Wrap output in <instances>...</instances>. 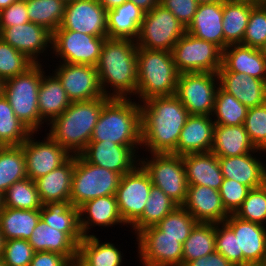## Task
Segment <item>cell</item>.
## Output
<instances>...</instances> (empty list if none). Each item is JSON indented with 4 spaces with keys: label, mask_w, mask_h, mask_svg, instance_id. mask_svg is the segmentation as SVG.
<instances>
[{
    "label": "cell",
    "mask_w": 266,
    "mask_h": 266,
    "mask_svg": "<svg viewBox=\"0 0 266 266\" xmlns=\"http://www.w3.org/2000/svg\"><path fill=\"white\" fill-rule=\"evenodd\" d=\"M136 41L106 38L96 65L101 89L109 98H129L136 95L138 82ZM110 85L112 93L106 90ZM130 95V96H128Z\"/></svg>",
    "instance_id": "cell-2"
},
{
    "label": "cell",
    "mask_w": 266,
    "mask_h": 266,
    "mask_svg": "<svg viewBox=\"0 0 266 266\" xmlns=\"http://www.w3.org/2000/svg\"><path fill=\"white\" fill-rule=\"evenodd\" d=\"M42 206L36 183L28 177L14 182L3 194V207L40 210Z\"/></svg>",
    "instance_id": "cell-43"
},
{
    "label": "cell",
    "mask_w": 266,
    "mask_h": 266,
    "mask_svg": "<svg viewBox=\"0 0 266 266\" xmlns=\"http://www.w3.org/2000/svg\"><path fill=\"white\" fill-rule=\"evenodd\" d=\"M172 56L179 73H218L222 66V50L212 42L185 32L176 42Z\"/></svg>",
    "instance_id": "cell-11"
},
{
    "label": "cell",
    "mask_w": 266,
    "mask_h": 266,
    "mask_svg": "<svg viewBox=\"0 0 266 266\" xmlns=\"http://www.w3.org/2000/svg\"><path fill=\"white\" fill-rule=\"evenodd\" d=\"M263 151L251 143L244 125H215L211 152L217 157H232Z\"/></svg>",
    "instance_id": "cell-30"
},
{
    "label": "cell",
    "mask_w": 266,
    "mask_h": 266,
    "mask_svg": "<svg viewBox=\"0 0 266 266\" xmlns=\"http://www.w3.org/2000/svg\"><path fill=\"white\" fill-rule=\"evenodd\" d=\"M182 247V266L216 251L215 223H198Z\"/></svg>",
    "instance_id": "cell-38"
},
{
    "label": "cell",
    "mask_w": 266,
    "mask_h": 266,
    "mask_svg": "<svg viewBox=\"0 0 266 266\" xmlns=\"http://www.w3.org/2000/svg\"><path fill=\"white\" fill-rule=\"evenodd\" d=\"M218 88L217 73H180L175 96L182 102L190 115L212 116Z\"/></svg>",
    "instance_id": "cell-10"
},
{
    "label": "cell",
    "mask_w": 266,
    "mask_h": 266,
    "mask_svg": "<svg viewBox=\"0 0 266 266\" xmlns=\"http://www.w3.org/2000/svg\"><path fill=\"white\" fill-rule=\"evenodd\" d=\"M256 4L250 0H225L223 2L224 49L228 45L242 43L251 9Z\"/></svg>",
    "instance_id": "cell-33"
},
{
    "label": "cell",
    "mask_w": 266,
    "mask_h": 266,
    "mask_svg": "<svg viewBox=\"0 0 266 266\" xmlns=\"http://www.w3.org/2000/svg\"><path fill=\"white\" fill-rule=\"evenodd\" d=\"M119 173L87 162L81 155H75L70 201L79 207L84 202L109 195H115L120 182Z\"/></svg>",
    "instance_id": "cell-7"
},
{
    "label": "cell",
    "mask_w": 266,
    "mask_h": 266,
    "mask_svg": "<svg viewBox=\"0 0 266 266\" xmlns=\"http://www.w3.org/2000/svg\"><path fill=\"white\" fill-rule=\"evenodd\" d=\"M224 223L238 244V266H257L266 256V227L230 214Z\"/></svg>",
    "instance_id": "cell-18"
},
{
    "label": "cell",
    "mask_w": 266,
    "mask_h": 266,
    "mask_svg": "<svg viewBox=\"0 0 266 266\" xmlns=\"http://www.w3.org/2000/svg\"><path fill=\"white\" fill-rule=\"evenodd\" d=\"M215 247L217 252L222 254L233 265L238 266L237 238L224 222L215 224Z\"/></svg>",
    "instance_id": "cell-52"
},
{
    "label": "cell",
    "mask_w": 266,
    "mask_h": 266,
    "mask_svg": "<svg viewBox=\"0 0 266 266\" xmlns=\"http://www.w3.org/2000/svg\"><path fill=\"white\" fill-rule=\"evenodd\" d=\"M198 4L224 2L225 0H196Z\"/></svg>",
    "instance_id": "cell-61"
},
{
    "label": "cell",
    "mask_w": 266,
    "mask_h": 266,
    "mask_svg": "<svg viewBox=\"0 0 266 266\" xmlns=\"http://www.w3.org/2000/svg\"><path fill=\"white\" fill-rule=\"evenodd\" d=\"M250 1H254L256 3H261L263 0H250Z\"/></svg>",
    "instance_id": "cell-69"
},
{
    "label": "cell",
    "mask_w": 266,
    "mask_h": 266,
    "mask_svg": "<svg viewBox=\"0 0 266 266\" xmlns=\"http://www.w3.org/2000/svg\"><path fill=\"white\" fill-rule=\"evenodd\" d=\"M106 38L71 30H56L52 33L50 48L64 63L96 67Z\"/></svg>",
    "instance_id": "cell-13"
},
{
    "label": "cell",
    "mask_w": 266,
    "mask_h": 266,
    "mask_svg": "<svg viewBox=\"0 0 266 266\" xmlns=\"http://www.w3.org/2000/svg\"><path fill=\"white\" fill-rule=\"evenodd\" d=\"M137 67L136 96L139 100L144 102L155 96L175 95L180 73L171 52L138 47Z\"/></svg>",
    "instance_id": "cell-5"
},
{
    "label": "cell",
    "mask_w": 266,
    "mask_h": 266,
    "mask_svg": "<svg viewBox=\"0 0 266 266\" xmlns=\"http://www.w3.org/2000/svg\"><path fill=\"white\" fill-rule=\"evenodd\" d=\"M32 133L14 114L9 101L0 96V146L22 145Z\"/></svg>",
    "instance_id": "cell-42"
},
{
    "label": "cell",
    "mask_w": 266,
    "mask_h": 266,
    "mask_svg": "<svg viewBox=\"0 0 266 266\" xmlns=\"http://www.w3.org/2000/svg\"><path fill=\"white\" fill-rule=\"evenodd\" d=\"M138 146H124L114 142L90 141L80 154L87 162L104 167L121 176L133 171L140 163L136 157Z\"/></svg>",
    "instance_id": "cell-19"
},
{
    "label": "cell",
    "mask_w": 266,
    "mask_h": 266,
    "mask_svg": "<svg viewBox=\"0 0 266 266\" xmlns=\"http://www.w3.org/2000/svg\"><path fill=\"white\" fill-rule=\"evenodd\" d=\"M40 218L50 227L67 233L78 245L84 238L79 224L78 207L71 201L49 202L40 209Z\"/></svg>",
    "instance_id": "cell-35"
},
{
    "label": "cell",
    "mask_w": 266,
    "mask_h": 266,
    "mask_svg": "<svg viewBox=\"0 0 266 266\" xmlns=\"http://www.w3.org/2000/svg\"><path fill=\"white\" fill-rule=\"evenodd\" d=\"M219 87L247 108L266 102V82L238 72H218Z\"/></svg>",
    "instance_id": "cell-24"
},
{
    "label": "cell",
    "mask_w": 266,
    "mask_h": 266,
    "mask_svg": "<svg viewBox=\"0 0 266 266\" xmlns=\"http://www.w3.org/2000/svg\"><path fill=\"white\" fill-rule=\"evenodd\" d=\"M221 173L224 178L233 179L239 183L255 189L266 183V166L252 153L218 157Z\"/></svg>",
    "instance_id": "cell-25"
},
{
    "label": "cell",
    "mask_w": 266,
    "mask_h": 266,
    "mask_svg": "<svg viewBox=\"0 0 266 266\" xmlns=\"http://www.w3.org/2000/svg\"><path fill=\"white\" fill-rule=\"evenodd\" d=\"M130 98H109L99 115L90 141L141 147V108Z\"/></svg>",
    "instance_id": "cell-4"
},
{
    "label": "cell",
    "mask_w": 266,
    "mask_h": 266,
    "mask_svg": "<svg viewBox=\"0 0 266 266\" xmlns=\"http://www.w3.org/2000/svg\"><path fill=\"white\" fill-rule=\"evenodd\" d=\"M262 56L266 59V42L259 48Z\"/></svg>",
    "instance_id": "cell-63"
},
{
    "label": "cell",
    "mask_w": 266,
    "mask_h": 266,
    "mask_svg": "<svg viewBox=\"0 0 266 266\" xmlns=\"http://www.w3.org/2000/svg\"><path fill=\"white\" fill-rule=\"evenodd\" d=\"M235 215L240 219L266 226V183L249 191Z\"/></svg>",
    "instance_id": "cell-47"
},
{
    "label": "cell",
    "mask_w": 266,
    "mask_h": 266,
    "mask_svg": "<svg viewBox=\"0 0 266 266\" xmlns=\"http://www.w3.org/2000/svg\"><path fill=\"white\" fill-rule=\"evenodd\" d=\"M17 0H0V10L9 7Z\"/></svg>",
    "instance_id": "cell-60"
},
{
    "label": "cell",
    "mask_w": 266,
    "mask_h": 266,
    "mask_svg": "<svg viewBox=\"0 0 266 266\" xmlns=\"http://www.w3.org/2000/svg\"><path fill=\"white\" fill-rule=\"evenodd\" d=\"M141 146L151 154L173 153L189 113L175 96H155L140 104Z\"/></svg>",
    "instance_id": "cell-1"
},
{
    "label": "cell",
    "mask_w": 266,
    "mask_h": 266,
    "mask_svg": "<svg viewBox=\"0 0 266 266\" xmlns=\"http://www.w3.org/2000/svg\"><path fill=\"white\" fill-rule=\"evenodd\" d=\"M222 19L223 2L200 4L186 32L196 38L214 43L223 51Z\"/></svg>",
    "instance_id": "cell-27"
},
{
    "label": "cell",
    "mask_w": 266,
    "mask_h": 266,
    "mask_svg": "<svg viewBox=\"0 0 266 266\" xmlns=\"http://www.w3.org/2000/svg\"><path fill=\"white\" fill-rule=\"evenodd\" d=\"M109 97L71 102L70 106L50 123L48 135L71 156L80 155L90 142L99 115Z\"/></svg>",
    "instance_id": "cell-3"
},
{
    "label": "cell",
    "mask_w": 266,
    "mask_h": 266,
    "mask_svg": "<svg viewBox=\"0 0 266 266\" xmlns=\"http://www.w3.org/2000/svg\"><path fill=\"white\" fill-rule=\"evenodd\" d=\"M63 1H65L66 3H68V2H71V1H75V0H63Z\"/></svg>",
    "instance_id": "cell-70"
},
{
    "label": "cell",
    "mask_w": 266,
    "mask_h": 266,
    "mask_svg": "<svg viewBox=\"0 0 266 266\" xmlns=\"http://www.w3.org/2000/svg\"><path fill=\"white\" fill-rule=\"evenodd\" d=\"M151 159L141 158L140 165L149 174L153 186L161 189L179 206L185 202L188 181L182 156L173 153H154Z\"/></svg>",
    "instance_id": "cell-9"
},
{
    "label": "cell",
    "mask_w": 266,
    "mask_h": 266,
    "mask_svg": "<svg viewBox=\"0 0 266 266\" xmlns=\"http://www.w3.org/2000/svg\"><path fill=\"white\" fill-rule=\"evenodd\" d=\"M152 186L149 174L140 164L121 176L115 197L126 226L133 225L142 216Z\"/></svg>",
    "instance_id": "cell-12"
},
{
    "label": "cell",
    "mask_w": 266,
    "mask_h": 266,
    "mask_svg": "<svg viewBox=\"0 0 266 266\" xmlns=\"http://www.w3.org/2000/svg\"><path fill=\"white\" fill-rule=\"evenodd\" d=\"M186 28L163 5L157 4L144 14L136 45L150 50L171 52Z\"/></svg>",
    "instance_id": "cell-8"
},
{
    "label": "cell",
    "mask_w": 266,
    "mask_h": 266,
    "mask_svg": "<svg viewBox=\"0 0 266 266\" xmlns=\"http://www.w3.org/2000/svg\"><path fill=\"white\" fill-rule=\"evenodd\" d=\"M261 4L265 7V9H266V0H263L262 2H261Z\"/></svg>",
    "instance_id": "cell-68"
},
{
    "label": "cell",
    "mask_w": 266,
    "mask_h": 266,
    "mask_svg": "<svg viewBox=\"0 0 266 266\" xmlns=\"http://www.w3.org/2000/svg\"><path fill=\"white\" fill-rule=\"evenodd\" d=\"M71 261L57 252H35L29 266H70Z\"/></svg>",
    "instance_id": "cell-55"
},
{
    "label": "cell",
    "mask_w": 266,
    "mask_h": 266,
    "mask_svg": "<svg viewBox=\"0 0 266 266\" xmlns=\"http://www.w3.org/2000/svg\"><path fill=\"white\" fill-rule=\"evenodd\" d=\"M70 266H88L78 255L71 261Z\"/></svg>",
    "instance_id": "cell-59"
},
{
    "label": "cell",
    "mask_w": 266,
    "mask_h": 266,
    "mask_svg": "<svg viewBox=\"0 0 266 266\" xmlns=\"http://www.w3.org/2000/svg\"><path fill=\"white\" fill-rule=\"evenodd\" d=\"M212 116L189 115L180 132L178 144L173 154L179 156L210 152L213 145L215 122Z\"/></svg>",
    "instance_id": "cell-22"
},
{
    "label": "cell",
    "mask_w": 266,
    "mask_h": 266,
    "mask_svg": "<svg viewBox=\"0 0 266 266\" xmlns=\"http://www.w3.org/2000/svg\"><path fill=\"white\" fill-rule=\"evenodd\" d=\"M3 209V195L0 193V211Z\"/></svg>",
    "instance_id": "cell-65"
},
{
    "label": "cell",
    "mask_w": 266,
    "mask_h": 266,
    "mask_svg": "<svg viewBox=\"0 0 266 266\" xmlns=\"http://www.w3.org/2000/svg\"><path fill=\"white\" fill-rule=\"evenodd\" d=\"M145 12L132 1L107 11L108 38L136 41Z\"/></svg>",
    "instance_id": "cell-31"
},
{
    "label": "cell",
    "mask_w": 266,
    "mask_h": 266,
    "mask_svg": "<svg viewBox=\"0 0 266 266\" xmlns=\"http://www.w3.org/2000/svg\"><path fill=\"white\" fill-rule=\"evenodd\" d=\"M28 242L35 252H57L66 256L70 261L78 255L79 245L67 233L50 227L41 218Z\"/></svg>",
    "instance_id": "cell-32"
},
{
    "label": "cell",
    "mask_w": 266,
    "mask_h": 266,
    "mask_svg": "<svg viewBox=\"0 0 266 266\" xmlns=\"http://www.w3.org/2000/svg\"><path fill=\"white\" fill-rule=\"evenodd\" d=\"M35 63L0 39V79L4 82L26 72Z\"/></svg>",
    "instance_id": "cell-46"
},
{
    "label": "cell",
    "mask_w": 266,
    "mask_h": 266,
    "mask_svg": "<svg viewBox=\"0 0 266 266\" xmlns=\"http://www.w3.org/2000/svg\"><path fill=\"white\" fill-rule=\"evenodd\" d=\"M0 39L25 54L35 64L40 63L37 57L52 46V33L33 22L0 28Z\"/></svg>",
    "instance_id": "cell-20"
},
{
    "label": "cell",
    "mask_w": 266,
    "mask_h": 266,
    "mask_svg": "<svg viewBox=\"0 0 266 266\" xmlns=\"http://www.w3.org/2000/svg\"><path fill=\"white\" fill-rule=\"evenodd\" d=\"M42 80V65L34 64L26 72L3 82L4 97L14 114L32 132H38L44 121L38 110V91ZM43 121V122H42Z\"/></svg>",
    "instance_id": "cell-6"
},
{
    "label": "cell",
    "mask_w": 266,
    "mask_h": 266,
    "mask_svg": "<svg viewBox=\"0 0 266 266\" xmlns=\"http://www.w3.org/2000/svg\"><path fill=\"white\" fill-rule=\"evenodd\" d=\"M122 252L113 243H100L95 235L79 242L78 256L88 266H122Z\"/></svg>",
    "instance_id": "cell-37"
},
{
    "label": "cell",
    "mask_w": 266,
    "mask_h": 266,
    "mask_svg": "<svg viewBox=\"0 0 266 266\" xmlns=\"http://www.w3.org/2000/svg\"><path fill=\"white\" fill-rule=\"evenodd\" d=\"M39 220L40 210L3 207L0 211V230L4 240H28Z\"/></svg>",
    "instance_id": "cell-36"
},
{
    "label": "cell",
    "mask_w": 266,
    "mask_h": 266,
    "mask_svg": "<svg viewBox=\"0 0 266 266\" xmlns=\"http://www.w3.org/2000/svg\"><path fill=\"white\" fill-rule=\"evenodd\" d=\"M182 161L189 185H205L220 190L224 177L215 154L211 151L187 154L182 156Z\"/></svg>",
    "instance_id": "cell-28"
},
{
    "label": "cell",
    "mask_w": 266,
    "mask_h": 266,
    "mask_svg": "<svg viewBox=\"0 0 266 266\" xmlns=\"http://www.w3.org/2000/svg\"><path fill=\"white\" fill-rule=\"evenodd\" d=\"M71 102L89 101L104 96L96 67L62 62L55 69Z\"/></svg>",
    "instance_id": "cell-17"
},
{
    "label": "cell",
    "mask_w": 266,
    "mask_h": 266,
    "mask_svg": "<svg viewBox=\"0 0 266 266\" xmlns=\"http://www.w3.org/2000/svg\"><path fill=\"white\" fill-rule=\"evenodd\" d=\"M182 207L198 223H221L230 215L223 206L219 191L205 185H189Z\"/></svg>",
    "instance_id": "cell-21"
},
{
    "label": "cell",
    "mask_w": 266,
    "mask_h": 266,
    "mask_svg": "<svg viewBox=\"0 0 266 266\" xmlns=\"http://www.w3.org/2000/svg\"><path fill=\"white\" fill-rule=\"evenodd\" d=\"M257 266H266V256L262 259V261Z\"/></svg>",
    "instance_id": "cell-64"
},
{
    "label": "cell",
    "mask_w": 266,
    "mask_h": 266,
    "mask_svg": "<svg viewBox=\"0 0 266 266\" xmlns=\"http://www.w3.org/2000/svg\"><path fill=\"white\" fill-rule=\"evenodd\" d=\"M0 266H6V265L4 264V261H3L2 257H0Z\"/></svg>",
    "instance_id": "cell-67"
},
{
    "label": "cell",
    "mask_w": 266,
    "mask_h": 266,
    "mask_svg": "<svg viewBox=\"0 0 266 266\" xmlns=\"http://www.w3.org/2000/svg\"><path fill=\"white\" fill-rule=\"evenodd\" d=\"M75 156L48 174L35 180L43 205L49 202L70 201Z\"/></svg>",
    "instance_id": "cell-29"
},
{
    "label": "cell",
    "mask_w": 266,
    "mask_h": 266,
    "mask_svg": "<svg viewBox=\"0 0 266 266\" xmlns=\"http://www.w3.org/2000/svg\"><path fill=\"white\" fill-rule=\"evenodd\" d=\"M34 253L28 240L10 239L4 241L2 259L6 266H29Z\"/></svg>",
    "instance_id": "cell-50"
},
{
    "label": "cell",
    "mask_w": 266,
    "mask_h": 266,
    "mask_svg": "<svg viewBox=\"0 0 266 266\" xmlns=\"http://www.w3.org/2000/svg\"><path fill=\"white\" fill-rule=\"evenodd\" d=\"M179 205L161 189L152 186L142 216L131 226L135 233L146 227L158 224Z\"/></svg>",
    "instance_id": "cell-41"
},
{
    "label": "cell",
    "mask_w": 266,
    "mask_h": 266,
    "mask_svg": "<svg viewBox=\"0 0 266 266\" xmlns=\"http://www.w3.org/2000/svg\"><path fill=\"white\" fill-rule=\"evenodd\" d=\"M32 132L21 145L25 156L26 175L31 180L48 174L64 164L71 155L48 134L44 141H35Z\"/></svg>",
    "instance_id": "cell-16"
},
{
    "label": "cell",
    "mask_w": 266,
    "mask_h": 266,
    "mask_svg": "<svg viewBox=\"0 0 266 266\" xmlns=\"http://www.w3.org/2000/svg\"><path fill=\"white\" fill-rule=\"evenodd\" d=\"M250 190L249 187L236 180L224 178L219 193L225 210L229 214H235Z\"/></svg>",
    "instance_id": "cell-51"
},
{
    "label": "cell",
    "mask_w": 266,
    "mask_h": 266,
    "mask_svg": "<svg viewBox=\"0 0 266 266\" xmlns=\"http://www.w3.org/2000/svg\"><path fill=\"white\" fill-rule=\"evenodd\" d=\"M248 108L240 103L233 95L228 94L220 87L217 89L213 109L215 125H243Z\"/></svg>",
    "instance_id": "cell-44"
},
{
    "label": "cell",
    "mask_w": 266,
    "mask_h": 266,
    "mask_svg": "<svg viewBox=\"0 0 266 266\" xmlns=\"http://www.w3.org/2000/svg\"><path fill=\"white\" fill-rule=\"evenodd\" d=\"M27 178L23 147L0 146V193L16 181Z\"/></svg>",
    "instance_id": "cell-39"
},
{
    "label": "cell",
    "mask_w": 266,
    "mask_h": 266,
    "mask_svg": "<svg viewBox=\"0 0 266 266\" xmlns=\"http://www.w3.org/2000/svg\"><path fill=\"white\" fill-rule=\"evenodd\" d=\"M186 266H235L228 261L222 254L214 251L207 256L190 261Z\"/></svg>",
    "instance_id": "cell-56"
},
{
    "label": "cell",
    "mask_w": 266,
    "mask_h": 266,
    "mask_svg": "<svg viewBox=\"0 0 266 266\" xmlns=\"http://www.w3.org/2000/svg\"><path fill=\"white\" fill-rule=\"evenodd\" d=\"M160 4L168 9L185 28L191 23L199 5L196 0H160Z\"/></svg>",
    "instance_id": "cell-53"
},
{
    "label": "cell",
    "mask_w": 266,
    "mask_h": 266,
    "mask_svg": "<svg viewBox=\"0 0 266 266\" xmlns=\"http://www.w3.org/2000/svg\"><path fill=\"white\" fill-rule=\"evenodd\" d=\"M66 4L63 0H26L27 15L30 22L53 33L61 25Z\"/></svg>",
    "instance_id": "cell-40"
},
{
    "label": "cell",
    "mask_w": 266,
    "mask_h": 266,
    "mask_svg": "<svg viewBox=\"0 0 266 266\" xmlns=\"http://www.w3.org/2000/svg\"><path fill=\"white\" fill-rule=\"evenodd\" d=\"M43 70L38 91V110L44 122H51L70 106L71 101L59 79L54 74L47 77Z\"/></svg>",
    "instance_id": "cell-34"
},
{
    "label": "cell",
    "mask_w": 266,
    "mask_h": 266,
    "mask_svg": "<svg viewBox=\"0 0 266 266\" xmlns=\"http://www.w3.org/2000/svg\"><path fill=\"white\" fill-rule=\"evenodd\" d=\"M78 210L79 224L83 237L92 236V234H88L91 226L111 227L119 223L120 225L124 224L115 195L88 200L79 206Z\"/></svg>",
    "instance_id": "cell-26"
},
{
    "label": "cell",
    "mask_w": 266,
    "mask_h": 266,
    "mask_svg": "<svg viewBox=\"0 0 266 266\" xmlns=\"http://www.w3.org/2000/svg\"><path fill=\"white\" fill-rule=\"evenodd\" d=\"M3 92V81L0 79V96L2 95Z\"/></svg>",
    "instance_id": "cell-66"
},
{
    "label": "cell",
    "mask_w": 266,
    "mask_h": 266,
    "mask_svg": "<svg viewBox=\"0 0 266 266\" xmlns=\"http://www.w3.org/2000/svg\"><path fill=\"white\" fill-rule=\"evenodd\" d=\"M30 22L27 15L26 0H17L9 7L0 10V28Z\"/></svg>",
    "instance_id": "cell-54"
},
{
    "label": "cell",
    "mask_w": 266,
    "mask_h": 266,
    "mask_svg": "<svg viewBox=\"0 0 266 266\" xmlns=\"http://www.w3.org/2000/svg\"><path fill=\"white\" fill-rule=\"evenodd\" d=\"M136 6H138L145 13L153 9L157 4L160 3V0H130Z\"/></svg>",
    "instance_id": "cell-57"
},
{
    "label": "cell",
    "mask_w": 266,
    "mask_h": 266,
    "mask_svg": "<svg viewBox=\"0 0 266 266\" xmlns=\"http://www.w3.org/2000/svg\"><path fill=\"white\" fill-rule=\"evenodd\" d=\"M57 30H71L96 37H108L107 10L97 0H75L66 4Z\"/></svg>",
    "instance_id": "cell-15"
},
{
    "label": "cell",
    "mask_w": 266,
    "mask_h": 266,
    "mask_svg": "<svg viewBox=\"0 0 266 266\" xmlns=\"http://www.w3.org/2000/svg\"><path fill=\"white\" fill-rule=\"evenodd\" d=\"M107 11L121 6L127 0H97Z\"/></svg>",
    "instance_id": "cell-58"
},
{
    "label": "cell",
    "mask_w": 266,
    "mask_h": 266,
    "mask_svg": "<svg viewBox=\"0 0 266 266\" xmlns=\"http://www.w3.org/2000/svg\"><path fill=\"white\" fill-rule=\"evenodd\" d=\"M243 125L255 148L266 151V102L248 108Z\"/></svg>",
    "instance_id": "cell-48"
},
{
    "label": "cell",
    "mask_w": 266,
    "mask_h": 266,
    "mask_svg": "<svg viewBox=\"0 0 266 266\" xmlns=\"http://www.w3.org/2000/svg\"><path fill=\"white\" fill-rule=\"evenodd\" d=\"M266 42V9L257 3L252 9L242 45L259 49Z\"/></svg>",
    "instance_id": "cell-49"
},
{
    "label": "cell",
    "mask_w": 266,
    "mask_h": 266,
    "mask_svg": "<svg viewBox=\"0 0 266 266\" xmlns=\"http://www.w3.org/2000/svg\"><path fill=\"white\" fill-rule=\"evenodd\" d=\"M136 237L143 266H182L183 247L179 239L165 236L156 225L144 228Z\"/></svg>",
    "instance_id": "cell-14"
},
{
    "label": "cell",
    "mask_w": 266,
    "mask_h": 266,
    "mask_svg": "<svg viewBox=\"0 0 266 266\" xmlns=\"http://www.w3.org/2000/svg\"><path fill=\"white\" fill-rule=\"evenodd\" d=\"M4 238H3V234L1 233L0 230V257H2L3 254V248H4Z\"/></svg>",
    "instance_id": "cell-62"
},
{
    "label": "cell",
    "mask_w": 266,
    "mask_h": 266,
    "mask_svg": "<svg viewBox=\"0 0 266 266\" xmlns=\"http://www.w3.org/2000/svg\"><path fill=\"white\" fill-rule=\"evenodd\" d=\"M218 72L244 73L266 82V59L260 49L231 44L222 51V66Z\"/></svg>",
    "instance_id": "cell-23"
},
{
    "label": "cell",
    "mask_w": 266,
    "mask_h": 266,
    "mask_svg": "<svg viewBox=\"0 0 266 266\" xmlns=\"http://www.w3.org/2000/svg\"><path fill=\"white\" fill-rule=\"evenodd\" d=\"M197 224L191 213L182 206H178L156 226L165 233V236L177 238L183 244Z\"/></svg>",
    "instance_id": "cell-45"
}]
</instances>
